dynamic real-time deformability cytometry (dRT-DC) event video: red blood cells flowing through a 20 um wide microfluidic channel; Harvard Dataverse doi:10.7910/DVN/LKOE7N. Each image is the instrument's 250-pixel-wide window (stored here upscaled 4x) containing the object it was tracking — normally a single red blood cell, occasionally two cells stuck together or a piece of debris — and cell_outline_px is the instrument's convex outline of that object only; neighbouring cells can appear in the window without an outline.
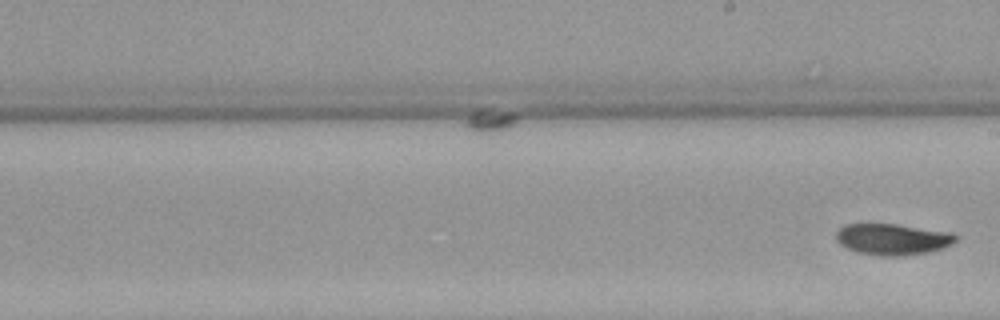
{"species": "Egyptian fruit bat (a non-hibernating species)", "species_latin": "Rousettus aegyptiacus", "temperature_condition": "warm", "stored_images_in_passage": 10, "camera_frame_rate_fps": 3000, "um_per_image_px": 0.085, "animal": {"sex": "female"}, "frame": {"image": 1, "passage_image": 10, "time_ms": 12.0, "image_size_px": [1000, 320], "cell_outline_px": [[956, 240], [952, 244], [928, 252], [900, 256], [880, 256], [856, 252], [840, 244], [836, 240], [836, 232], [844, 224], [896, 224], [948, 232], [956, 236]], "centroid_in_image_um": [75.81, 20.34], "position_along_channel_um": 213.2, "area_um2": 21.56}}